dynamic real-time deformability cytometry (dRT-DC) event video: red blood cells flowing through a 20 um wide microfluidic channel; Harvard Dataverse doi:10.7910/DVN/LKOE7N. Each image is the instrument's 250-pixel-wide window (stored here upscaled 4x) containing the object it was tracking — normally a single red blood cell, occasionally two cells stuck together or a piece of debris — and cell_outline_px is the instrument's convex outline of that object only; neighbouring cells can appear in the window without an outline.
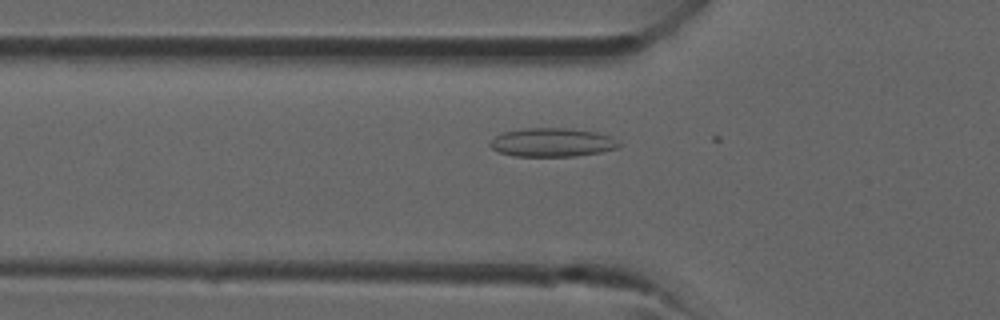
{"species": "common noctule bat (a hibernating species)", "species_latin": "Nyctalus noctula", "temperature_condition": "room temperature", "stored_images_in_passage": 22, "camera_frame_rate_fps": 3000, "um_per_image_px": 0.085, "animal": {"sex": "male", "forearm_length_mm": 52.5}, "frame": {"image": 1, "passage_image": 13, "time_ms": 4.0, "image_size_px": [1000, 320], "cell_outline_px": [[620, 144], [616, 148], [600, 152], [576, 156], [512, 156], [500, 152], [492, 148], [488, 144], [496, 136], [504, 132], [524, 128], [568, 128], [596, 132], [612, 136]], "centroid_in_image_um": [46.93, 12.1], "position_along_channel_um": 78.9, "area_um2": 21.44}}
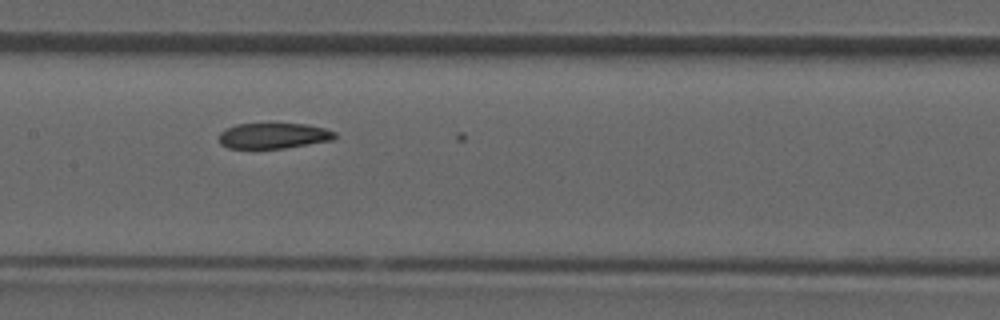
{"frame": {"image": 2, "passage_image": 19, "time_ms": 6.0, "image_size_px": [1000, 320], "cell_outline_px": [[336, 136], [332, 140], [284, 148], [228, 148], [220, 144], [220, 132], [236, 124], [308, 124], [324, 128], [336, 132]], "centroid_in_image_um": [23.26, 11.54], "position_along_channel_um": 184.1, "area_um2": 17.11}}